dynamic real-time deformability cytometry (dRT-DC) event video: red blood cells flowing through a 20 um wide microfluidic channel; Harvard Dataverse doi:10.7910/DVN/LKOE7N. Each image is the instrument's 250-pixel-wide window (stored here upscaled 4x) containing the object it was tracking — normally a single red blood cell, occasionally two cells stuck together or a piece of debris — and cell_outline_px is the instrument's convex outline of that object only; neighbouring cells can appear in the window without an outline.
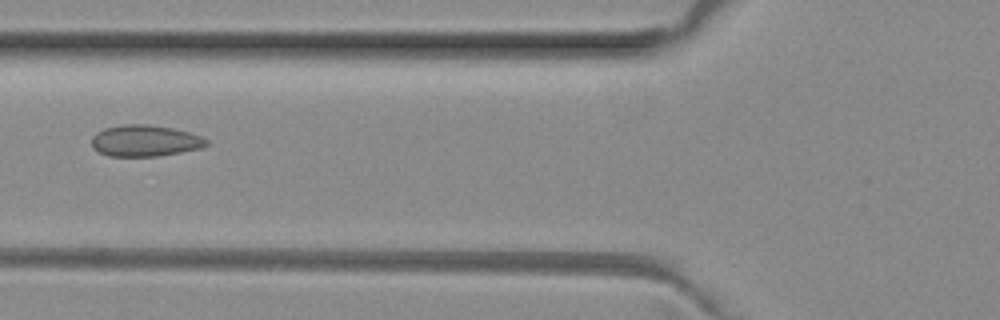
{"species": "common noctule bat (a hibernating species)", "species_latin": "Nyctalus noctula", "temperature_condition": "room temperature", "stored_images_in_passage": 5, "camera_frame_rate_fps": 3000, "um_per_image_px": 0.085, "animal": {"sex": "female", "body_mass_g": 29.2, "forearm_length_mm": 56.3}, "frame": {"image": 1, "passage_image": 5, "time_ms": 1.333, "image_size_px": [1000, 320], "cell_outline_px": [[208, 144], [200, 148], [160, 156], [108, 156], [92, 148], [92, 136], [96, 132], [104, 128], [124, 124], [144, 124], [172, 128], [188, 132], [200, 136], [208, 140]], "centroid_in_image_um": [12.29, 11.96], "position_along_channel_um": 113.5, "area_um2": 20.92}}